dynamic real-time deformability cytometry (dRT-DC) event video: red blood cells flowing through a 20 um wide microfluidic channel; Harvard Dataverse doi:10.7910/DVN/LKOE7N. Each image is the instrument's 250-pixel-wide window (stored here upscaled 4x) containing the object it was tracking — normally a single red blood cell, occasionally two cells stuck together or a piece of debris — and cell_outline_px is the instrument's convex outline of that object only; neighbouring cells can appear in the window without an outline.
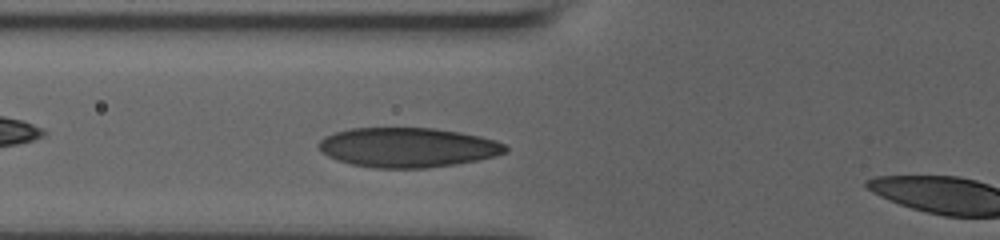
{"species": "human", "species_latin": "Homo sapiens", "temperature_condition": "room temperature", "stored_images_in_passage": 52, "camera_frame_rate_fps": 3000, "um_per_image_px": 0.085, "donor": {"sex": "male"}, "frame": {"image": 1, "passage_image": 10, "time_ms": 3.667, "image_size_px": [1000, 240], "cell_outline_px": [[508, 152], [496, 156], [456, 164], [428, 168], [372, 168], [352, 164], [336, 160], [320, 152], [320, 140], [324, 136], [336, 132], [352, 128], [432, 128], [460, 132], [480, 136], [496, 140], [504, 144], [508, 148]], "centroid_in_image_um": [34.67, 12.54], "position_along_channel_um": 91.1, "area_um2": 43.23}}
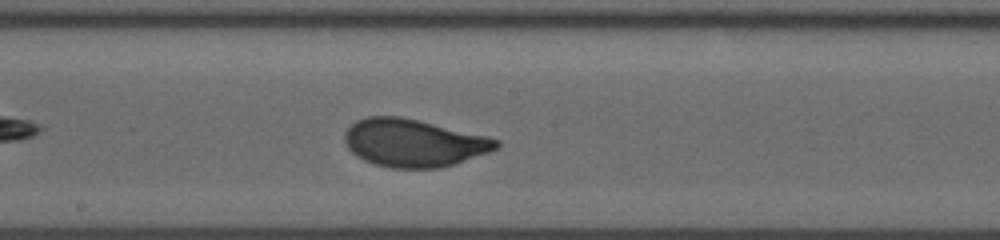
{"frame": {"image": 2, "passage_image": 25, "time_ms": 7.0, "image_size_px": [1000, 240], "cell_outline_px": [[500, 144], [496, 148], [488, 152], [440, 168], [388, 168], [364, 160], [356, 156], [348, 148], [344, 140], [344, 132], [356, 120], [368, 116], [400, 116], [484, 136], [500, 140]], "centroid_in_image_um": [35.09, 12.15], "position_along_channel_um": 213.1, "area_um2": 41.62}}
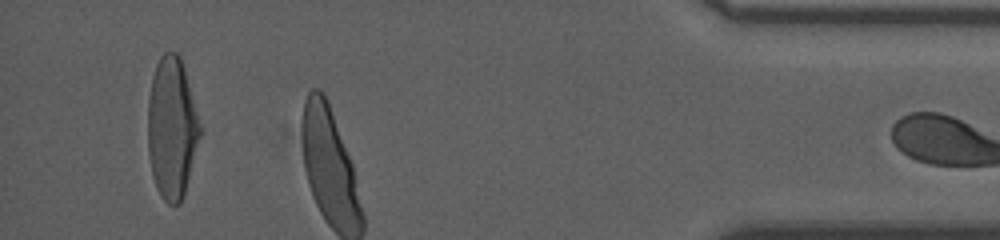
{"frame": {"image": 3, "passage_image": 51, "time_ms": 13.333, "image_size_px": [1000, 240], "cell_outline_px": [[200, 136], [184, 192], [180, 204], [168, 204], [160, 196], [152, 176], [148, 152], [148, 96], [152, 76], [156, 64], [160, 56], [164, 52], [176, 52], [180, 56], [184, 68], [200, 124]], "centroid_in_image_um": [14.58, 10.86], "position_along_channel_um": 420.6, "area_um2": 42.66}, "authors_computed_cell_mechanics": {"area_um2": 41.4426, "velocity_mm_per_s": 3.6377, "shape_relaxation_time_tau1_ms": 2.9665, "shape_relaxation_time_tau2_ms": null, "deformation_change_tau1": 0.1554, "deformation_change_tau2": null}}